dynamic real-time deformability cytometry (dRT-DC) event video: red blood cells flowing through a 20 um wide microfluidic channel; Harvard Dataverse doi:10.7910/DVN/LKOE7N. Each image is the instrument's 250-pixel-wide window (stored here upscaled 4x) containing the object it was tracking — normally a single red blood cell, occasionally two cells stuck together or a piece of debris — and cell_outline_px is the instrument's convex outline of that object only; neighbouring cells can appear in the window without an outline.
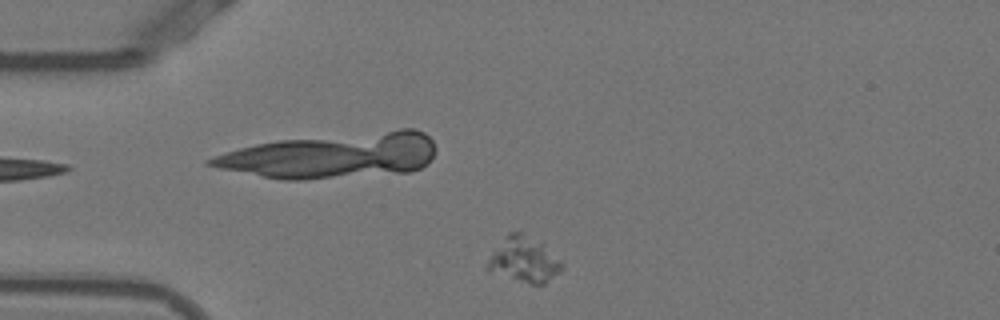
{"species": "Egyptian fruit bat (a non-hibernating species)", "species_latin": "Rousettus aegyptiacus", "temperature_condition": "warm", "stored_images_in_passage": 42, "camera_frame_rate_fps": 3000, "um_per_image_px": 0.085, "animal": {"sex": "female"}, "frame": {"image": 1, "passage_image": 1, "time_ms": 0.0, "image_size_px": [1000, 320], "cell_outline_px": [[564, 268], [560, 272], [544, 284], [528, 284], [484, 272], [484, 268], [488, 260], [508, 232], [520, 232], [544, 244], [564, 264]], "centroid_in_image_um": [44.51, 22.13], "position_along_channel_um": 40.5, "area_um2": 19.88}}
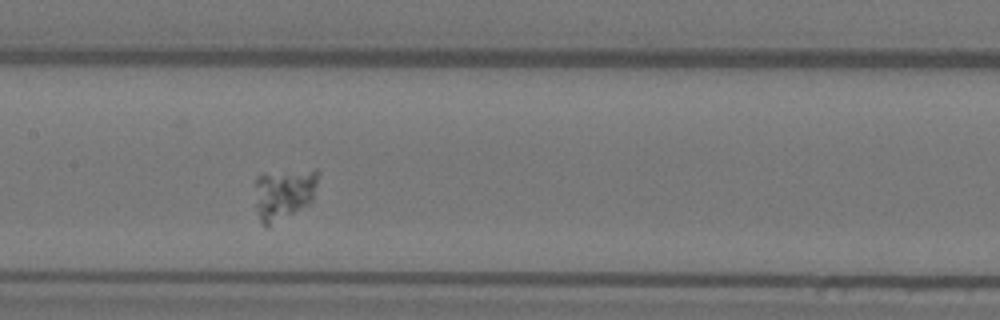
{"frame": {"image": 2, "passage_image": 15, "time_ms": 4.667, "image_size_px": [1000, 320], "cell_outline_px": [[320, 172], [312, 200], [308, 204], [268, 228], [264, 228], [260, 220], [256, 208], [256, 176], [264, 172], [316, 168]], "centroid_in_image_um": [24.13, 16.44], "position_along_channel_um": 183.3, "area_um2": 19.42}}
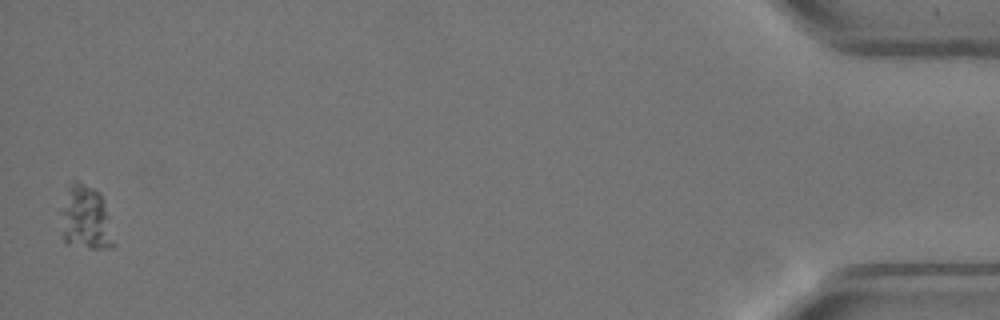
{"frame": {"image": 3, "passage_image": 42, "time_ms": 13.667, "image_size_px": [1000, 320], "cell_outline_px": [[116, 244], [112, 248], [88, 248], [68, 244], [64, 240], [60, 212], [60, 208], [72, 176], [100, 192], [104, 200]], "centroid_in_image_um": [7.28, 18.49], "position_along_channel_um": 427.9, "area_um2": 20.4}}